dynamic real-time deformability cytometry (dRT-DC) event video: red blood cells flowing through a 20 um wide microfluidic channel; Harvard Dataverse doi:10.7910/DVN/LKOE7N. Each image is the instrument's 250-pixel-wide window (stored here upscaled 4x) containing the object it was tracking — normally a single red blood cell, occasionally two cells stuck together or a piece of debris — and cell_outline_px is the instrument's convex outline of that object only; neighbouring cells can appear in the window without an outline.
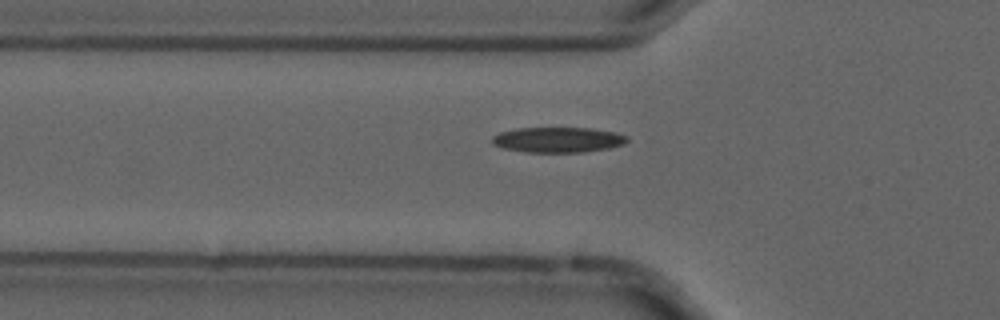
{"species": "common noctule bat (a hibernating species)", "species_latin": "Nyctalus noctula", "temperature_condition": "cold", "stored_images_in_passage": 56, "camera_frame_rate_fps": 3000, "um_per_image_px": 0.085, "animal": {"sex": "male", "forearm_length_mm": 52.5}, "frame": {"image": 1, "passage_image": 19, "time_ms": 6.0, "image_size_px": [1000, 320], "cell_outline_px": [[628, 140], [624, 144], [608, 148], [584, 152], [524, 152], [504, 148], [492, 144], [492, 136], [500, 132], [516, 128], [592, 128], [616, 132], [628, 136]], "centroid_in_image_um": [47.43, 11.88], "position_along_channel_um": 78.4, "area_um2": 20.0}}
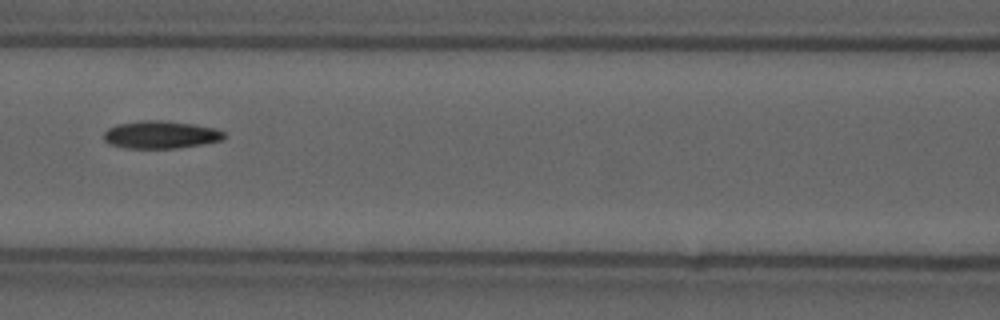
{"frame": {"image": 2, "passage_image": 25, "time_ms": 8.0, "image_size_px": [1000, 320], "cell_outline_px": [[224, 140], [204, 144], [176, 148], [124, 148], [108, 144], [104, 140], [104, 132], [108, 128], [116, 124], [140, 120], [160, 120], [192, 124], [216, 128], [224, 132]], "centroid_in_image_um": [13.64, 11.45], "position_along_channel_um": 153.0, "area_um2": 19.54}}
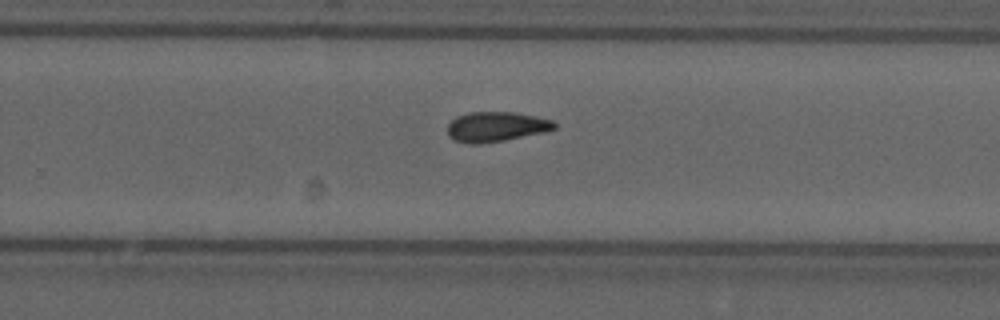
{"frame": {"image": 3, "passage_image": 36, "time_ms": 11.667, "image_size_px": [1000, 320], "cell_outline_px": [[556, 128], [548, 132], [504, 140], [480, 144], [468, 144], [452, 140], [448, 136], [448, 124], [456, 116], [468, 112], [516, 112], [536, 116], [552, 120], [556, 124]], "centroid_in_image_um": [42.17, 10.78], "position_along_channel_um": 287.6, "area_um2": 18.96}, "authors_computed_cell_mechanics": {"area_um2": 18.6983, "velocity_mm_per_s": 3.6907, "shape_relaxation_time_tau1_ms": 6.5338, "shape_relaxation_time_tau2_ms": 6.9334, "deformation_change_tau1": 0.1667, "deformation_change_tau2": 0.1409}}